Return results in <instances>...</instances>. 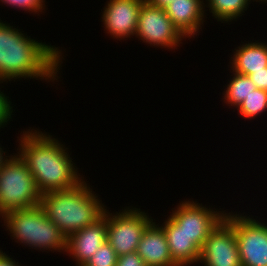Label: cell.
Segmentation results:
<instances>
[{
	"label": "cell",
	"instance_id": "7c38bea8",
	"mask_svg": "<svg viewBox=\"0 0 267 266\" xmlns=\"http://www.w3.org/2000/svg\"><path fill=\"white\" fill-rule=\"evenodd\" d=\"M107 241V209L95 224L86 226L69 235L66 240V254L76 266L85 265L104 242Z\"/></svg>",
	"mask_w": 267,
	"mask_h": 266
},
{
	"label": "cell",
	"instance_id": "8992f818",
	"mask_svg": "<svg viewBox=\"0 0 267 266\" xmlns=\"http://www.w3.org/2000/svg\"><path fill=\"white\" fill-rule=\"evenodd\" d=\"M148 213L134 206H126L119 212L107 210V242L117 256L136 252L143 232L153 222Z\"/></svg>",
	"mask_w": 267,
	"mask_h": 266
},
{
	"label": "cell",
	"instance_id": "3957f363",
	"mask_svg": "<svg viewBox=\"0 0 267 266\" xmlns=\"http://www.w3.org/2000/svg\"><path fill=\"white\" fill-rule=\"evenodd\" d=\"M99 198L83 180L74 188L43 193L39 206L67 238L103 217L107 206Z\"/></svg>",
	"mask_w": 267,
	"mask_h": 266
},
{
	"label": "cell",
	"instance_id": "9c48e42d",
	"mask_svg": "<svg viewBox=\"0 0 267 266\" xmlns=\"http://www.w3.org/2000/svg\"><path fill=\"white\" fill-rule=\"evenodd\" d=\"M208 207L206 204L203 206L202 203L186 199L172 208V213L169 215L200 249L211 231L226 214V210L219 211L220 209Z\"/></svg>",
	"mask_w": 267,
	"mask_h": 266
},
{
	"label": "cell",
	"instance_id": "484cf974",
	"mask_svg": "<svg viewBox=\"0 0 267 266\" xmlns=\"http://www.w3.org/2000/svg\"><path fill=\"white\" fill-rule=\"evenodd\" d=\"M150 4L165 9L173 0H147Z\"/></svg>",
	"mask_w": 267,
	"mask_h": 266
},
{
	"label": "cell",
	"instance_id": "8fae6325",
	"mask_svg": "<svg viewBox=\"0 0 267 266\" xmlns=\"http://www.w3.org/2000/svg\"><path fill=\"white\" fill-rule=\"evenodd\" d=\"M144 0H109L101 14L104 31L119 41L132 38L138 26V15Z\"/></svg>",
	"mask_w": 267,
	"mask_h": 266
},
{
	"label": "cell",
	"instance_id": "277c9868",
	"mask_svg": "<svg viewBox=\"0 0 267 266\" xmlns=\"http://www.w3.org/2000/svg\"><path fill=\"white\" fill-rule=\"evenodd\" d=\"M12 241L29 249L66 252V236L38 205L30 209L13 210L0 217ZM48 250V251H47Z\"/></svg>",
	"mask_w": 267,
	"mask_h": 266
},
{
	"label": "cell",
	"instance_id": "4316f807",
	"mask_svg": "<svg viewBox=\"0 0 267 266\" xmlns=\"http://www.w3.org/2000/svg\"><path fill=\"white\" fill-rule=\"evenodd\" d=\"M7 150L4 151V147H2V145L0 144V167L3 165V163L11 156L10 155H6Z\"/></svg>",
	"mask_w": 267,
	"mask_h": 266
},
{
	"label": "cell",
	"instance_id": "ba28073f",
	"mask_svg": "<svg viewBox=\"0 0 267 266\" xmlns=\"http://www.w3.org/2000/svg\"><path fill=\"white\" fill-rule=\"evenodd\" d=\"M135 37L150 47L175 50L186 39L168 17L165 9L144 0L138 15Z\"/></svg>",
	"mask_w": 267,
	"mask_h": 266
},
{
	"label": "cell",
	"instance_id": "e0dca14e",
	"mask_svg": "<svg viewBox=\"0 0 267 266\" xmlns=\"http://www.w3.org/2000/svg\"><path fill=\"white\" fill-rule=\"evenodd\" d=\"M230 73H233L230 75L233 77L228 79L227 85L225 84V89L222 93L224 100L222 99V101L229 108L233 107V109H236L257 87L249 76L241 75L234 71L231 72V69Z\"/></svg>",
	"mask_w": 267,
	"mask_h": 266
},
{
	"label": "cell",
	"instance_id": "5bb4252c",
	"mask_svg": "<svg viewBox=\"0 0 267 266\" xmlns=\"http://www.w3.org/2000/svg\"><path fill=\"white\" fill-rule=\"evenodd\" d=\"M155 221L143 232L136 253L146 266H177L172 260L164 230Z\"/></svg>",
	"mask_w": 267,
	"mask_h": 266
},
{
	"label": "cell",
	"instance_id": "6da1fadb",
	"mask_svg": "<svg viewBox=\"0 0 267 266\" xmlns=\"http://www.w3.org/2000/svg\"><path fill=\"white\" fill-rule=\"evenodd\" d=\"M0 18V81L35 79L59 81L62 49L38 42Z\"/></svg>",
	"mask_w": 267,
	"mask_h": 266
},
{
	"label": "cell",
	"instance_id": "30bf717a",
	"mask_svg": "<svg viewBox=\"0 0 267 266\" xmlns=\"http://www.w3.org/2000/svg\"><path fill=\"white\" fill-rule=\"evenodd\" d=\"M199 262L204 266H242L234 228L225 218L205 240Z\"/></svg>",
	"mask_w": 267,
	"mask_h": 266
},
{
	"label": "cell",
	"instance_id": "83f0119b",
	"mask_svg": "<svg viewBox=\"0 0 267 266\" xmlns=\"http://www.w3.org/2000/svg\"><path fill=\"white\" fill-rule=\"evenodd\" d=\"M252 2H254V1H256V2H259V4H265V3H267V0H251ZM261 2V3H260Z\"/></svg>",
	"mask_w": 267,
	"mask_h": 266
},
{
	"label": "cell",
	"instance_id": "2e32d148",
	"mask_svg": "<svg viewBox=\"0 0 267 266\" xmlns=\"http://www.w3.org/2000/svg\"><path fill=\"white\" fill-rule=\"evenodd\" d=\"M255 41V42H252ZM237 46L232 51L230 69L238 74L249 76L253 71L264 70L267 67V43L259 40Z\"/></svg>",
	"mask_w": 267,
	"mask_h": 266
},
{
	"label": "cell",
	"instance_id": "603a6c76",
	"mask_svg": "<svg viewBox=\"0 0 267 266\" xmlns=\"http://www.w3.org/2000/svg\"><path fill=\"white\" fill-rule=\"evenodd\" d=\"M116 266H146L143 259L136 253L119 256Z\"/></svg>",
	"mask_w": 267,
	"mask_h": 266
},
{
	"label": "cell",
	"instance_id": "52a82bcc",
	"mask_svg": "<svg viewBox=\"0 0 267 266\" xmlns=\"http://www.w3.org/2000/svg\"><path fill=\"white\" fill-rule=\"evenodd\" d=\"M244 214L224 217L234 228L242 266H267V223Z\"/></svg>",
	"mask_w": 267,
	"mask_h": 266
},
{
	"label": "cell",
	"instance_id": "d6986e66",
	"mask_svg": "<svg viewBox=\"0 0 267 266\" xmlns=\"http://www.w3.org/2000/svg\"><path fill=\"white\" fill-rule=\"evenodd\" d=\"M236 109L240 117L242 116L244 119L257 118L267 111V91L254 89Z\"/></svg>",
	"mask_w": 267,
	"mask_h": 266
},
{
	"label": "cell",
	"instance_id": "d4e9b609",
	"mask_svg": "<svg viewBox=\"0 0 267 266\" xmlns=\"http://www.w3.org/2000/svg\"><path fill=\"white\" fill-rule=\"evenodd\" d=\"M11 255H7L6 252H3L2 249H0V266H21V263L19 265V262L11 257ZM14 259V260H13Z\"/></svg>",
	"mask_w": 267,
	"mask_h": 266
},
{
	"label": "cell",
	"instance_id": "44dd1931",
	"mask_svg": "<svg viewBox=\"0 0 267 266\" xmlns=\"http://www.w3.org/2000/svg\"><path fill=\"white\" fill-rule=\"evenodd\" d=\"M2 4L6 6H12L14 9H22L23 11H28L29 13L33 14H42L45 11L46 7V0H0ZM44 10V11H43Z\"/></svg>",
	"mask_w": 267,
	"mask_h": 266
},
{
	"label": "cell",
	"instance_id": "7402d4cb",
	"mask_svg": "<svg viewBox=\"0 0 267 266\" xmlns=\"http://www.w3.org/2000/svg\"><path fill=\"white\" fill-rule=\"evenodd\" d=\"M4 82L0 81V84H2ZM1 89V87H0ZM7 94H4V90L3 92L0 90V129L3 128L8 124L9 121H12V116L14 115L12 113H14V109L12 106V102L11 100H9V96H6ZM11 119V120H10Z\"/></svg>",
	"mask_w": 267,
	"mask_h": 266
},
{
	"label": "cell",
	"instance_id": "ac0fdd59",
	"mask_svg": "<svg viewBox=\"0 0 267 266\" xmlns=\"http://www.w3.org/2000/svg\"><path fill=\"white\" fill-rule=\"evenodd\" d=\"M207 2V3H206ZM205 7L217 22L228 23L237 21L249 8L251 0H205ZM243 13V14H242Z\"/></svg>",
	"mask_w": 267,
	"mask_h": 266
},
{
	"label": "cell",
	"instance_id": "9a60e30c",
	"mask_svg": "<svg viewBox=\"0 0 267 266\" xmlns=\"http://www.w3.org/2000/svg\"><path fill=\"white\" fill-rule=\"evenodd\" d=\"M158 225L164 230L173 262L177 266L198 264L200 248L169 216Z\"/></svg>",
	"mask_w": 267,
	"mask_h": 266
},
{
	"label": "cell",
	"instance_id": "7a4b0ae2",
	"mask_svg": "<svg viewBox=\"0 0 267 266\" xmlns=\"http://www.w3.org/2000/svg\"><path fill=\"white\" fill-rule=\"evenodd\" d=\"M34 127L17 137V154L26 163L41 193L67 190L79 185L84 177L64 143Z\"/></svg>",
	"mask_w": 267,
	"mask_h": 266
},
{
	"label": "cell",
	"instance_id": "ffe728a7",
	"mask_svg": "<svg viewBox=\"0 0 267 266\" xmlns=\"http://www.w3.org/2000/svg\"><path fill=\"white\" fill-rule=\"evenodd\" d=\"M117 259L115 250L106 241L95 251V254L86 262L85 266H116Z\"/></svg>",
	"mask_w": 267,
	"mask_h": 266
},
{
	"label": "cell",
	"instance_id": "cb8c5ba5",
	"mask_svg": "<svg viewBox=\"0 0 267 266\" xmlns=\"http://www.w3.org/2000/svg\"><path fill=\"white\" fill-rule=\"evenodd\" d=\"M249 77L258 89L267 91V67L264 70L253 71Z\"/></svg>",
	"mask_w": 267,
	"mask_h": 266
},
{
	"label": "cell",
	"instance_id": "4fadbf2b",
	"mask_svg": "<svg viewBox=\"0 0 267 266\" xmlns=\"http://www.w3.org/2000/svg\"><path fill=\"white\" fill-rule=\"evenodd\" d=\"M165 11L175 27L189 39L200 34L207 14L204 0H173Z\"/></svg>",
	"mask_w": 267,
	"mask_h": 266
},
{
	"label": "cell",
	"instance_id": "5b68a950",
	"mask_svg": "<svg viewBox=\"0 0 267 266\" xmlns=\"http://www.w3.org/2000/svg\"><path fill=\"white\" fill-rule=\"evenodd\" d=\"M41 199L35 180L26 163L17 154L0 167V217L13 210L38 206Z\"/></svg>",
	"mask_w": 267,
	"mask_h": 266
}]
</instances>
